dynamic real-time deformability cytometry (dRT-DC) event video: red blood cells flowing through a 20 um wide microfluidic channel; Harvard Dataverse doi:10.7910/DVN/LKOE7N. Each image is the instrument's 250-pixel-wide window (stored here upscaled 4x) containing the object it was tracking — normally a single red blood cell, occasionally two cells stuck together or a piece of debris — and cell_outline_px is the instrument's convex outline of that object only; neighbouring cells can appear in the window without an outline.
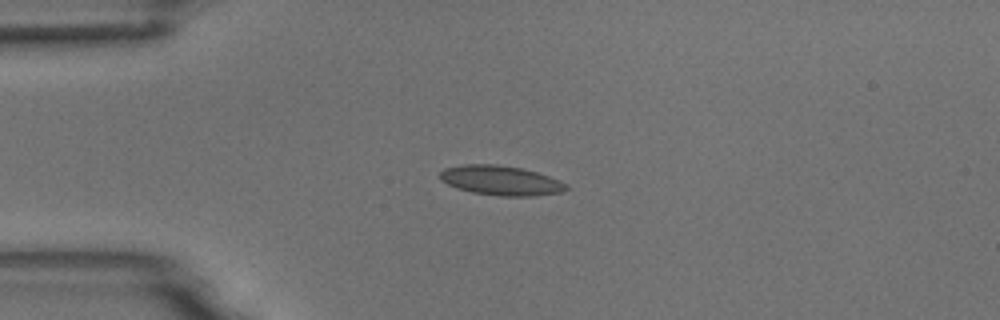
{"species": "common noctule bat (a hibernating species)", "species_latin": "Nyctalus noctula", "temperature_condition": "room temperature", "stored_images_in_passage": 4, "camera_frame_rate_fps": 3000, "um_per_image_px": 0.085, "animal": {"sex": "male", "body_mass_g": 18.8}, "frame": {"image": 1, "passage_image": 3, "time_ms": 0.667, "image_size_px": [1000, 320], "cell_outline_px": [[568, 188], [560, 192], [532, 196], [500, 196], [472, 192], [456, 188], [440, 180], [440, 172], [444, 168], [464, 164], [496, 164], [520, 168], [536, 172], [560, 180], [568, 184]], "centroid_in_image_um": [42.55, 15.34], "position_along_channel_um": 42.4, "area_um2": 21.73}}